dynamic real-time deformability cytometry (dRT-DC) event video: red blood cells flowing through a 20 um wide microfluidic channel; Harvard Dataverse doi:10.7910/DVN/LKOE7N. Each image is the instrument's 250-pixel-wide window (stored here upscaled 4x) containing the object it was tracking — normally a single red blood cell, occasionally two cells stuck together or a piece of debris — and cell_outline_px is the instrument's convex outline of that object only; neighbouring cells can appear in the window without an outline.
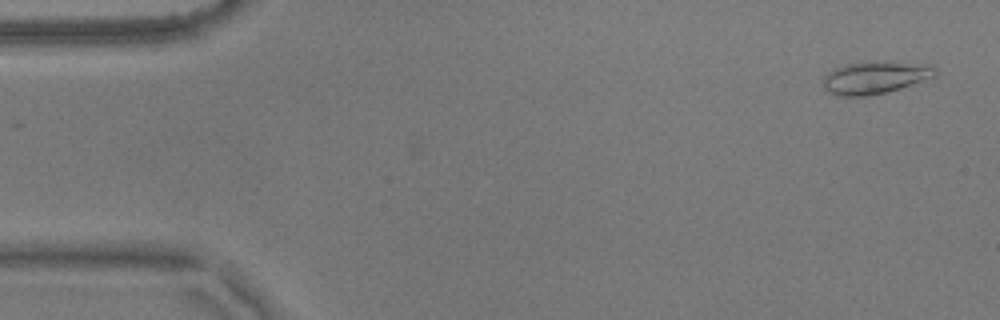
{"species": "common noctule bat (a hibernating species)", "species_latin": "Nyctalus noctula", "temperature_condition": "warm", "stored_images_in_passage": 56, "camera_frame_rate_fps": 3000, "um_per_image_px": 0.085, "animal": {"sex": "male", "body_mass_g": 17.9}, "frame": {"image": 1, "passage_image": 3, "time_ms": 0.667, "image_size_px": [1000, 320], "cell_outline_px": [[936, 72], [932, 76], [900, 88], [888, 92], [864, 96], [840, 96], [828, 92], [824, 88], [824, 76], [828, 72], [836, 68], [848, 64], [876, 60], [932, 64], [936, 68]], "centroid_in_image_um": [74.38, 6.57], "position_along_channel_um": 10.6, "area_um2": 21.15}}
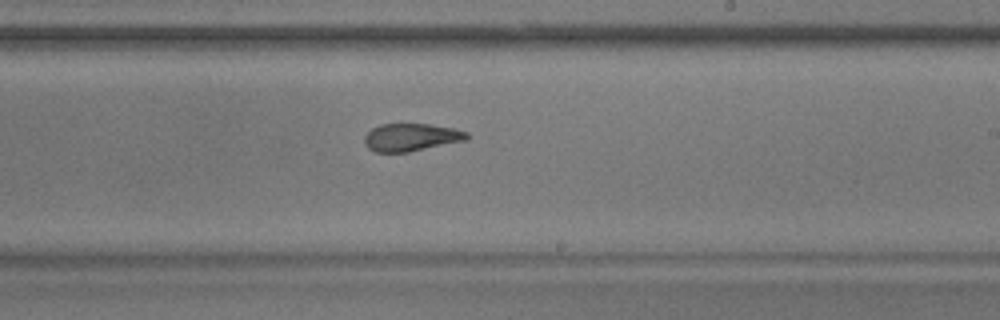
{"frame": {"image": 2, "passage_image": 33, "time_ms": 10.667, "image_size_px": [1000, 320], "cell_outline_px": [[468, 136], [464, 140], [408, 152], [376, 152], [368, 148], [364, 144], [364, 136], [372, 128], [380, 124], [428, 124], [456, 128], [468, 132]], "centroid_in_image_um": [34.91, 11.66], "position_along_channel_um": 254.1, "area_um2": 16.42}}
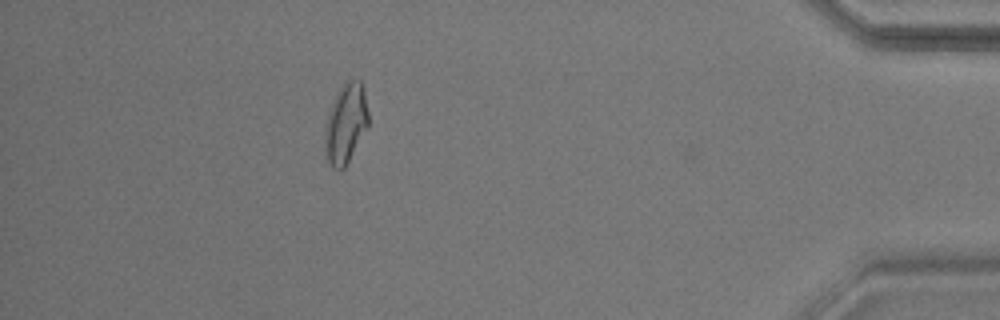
{"frame": {"image": 3, "passage_image": 50, "time_ms": 16.333, "image_size_px": [1000, 320], "cell_outline_px": [[368, 124], [344, 168], [340, 172], [332, 168], [328, 160], [324, 148], [324, 132], [328, 112], [336, 92], [348, 80], [360, 80], [364, 88], [368, 112]], "centroid_in_image_um": [29.36, 10.5], "position_along_channel_um": 405.8, "area_um2": 20.11}, "authors_computed_cell_mechanics": {"area_um2": 18.3226, "velocity_mm_per_s": 3.5982, "shape_relaxation_time_tau1_ms": null, "shape_relaxation_time_tau2_ms": 2.4812, "deformation_change_tau1": null, "deformation_change_tau2": 0.1006}}